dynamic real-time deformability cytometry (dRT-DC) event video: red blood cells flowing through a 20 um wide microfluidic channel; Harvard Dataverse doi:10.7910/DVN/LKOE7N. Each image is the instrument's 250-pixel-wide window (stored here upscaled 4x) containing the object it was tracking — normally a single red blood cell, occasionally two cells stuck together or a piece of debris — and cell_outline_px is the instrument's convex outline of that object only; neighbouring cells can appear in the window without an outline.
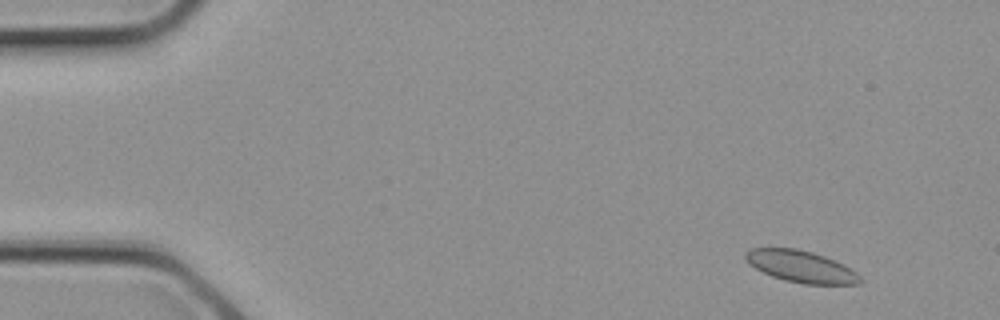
{"species": "common noctule bat (a hibernating species)", "species_latin": "Nyctalus noctula", "temperature_condition": "cold", "stored_images_in_passage": 4, "segment_of_instrument_passage": [2, 2], "camera_frame_rate_fps": 3000, "um_per_image_px": 0.085, "animal": {"sex": "female", "body_mass_g": 21.9}, "frame": {"image": 1, "passage_image": 4, "time_ms": 1.0, "image_size_px": [1000, 320], "cell_outline_px": [[864, 280], [860, 284], [804, 284], [784, 280], [772, 276], [756, 268], [744, 256], [744, 252], [752, 248], [796, 248], [812, 252], [824, 256], [844, 264], [856, 272]], "centroid_in_image_um": [68.13, 22.66], "position_along_channel_um": 16.9, "area_um2": 21.1}}